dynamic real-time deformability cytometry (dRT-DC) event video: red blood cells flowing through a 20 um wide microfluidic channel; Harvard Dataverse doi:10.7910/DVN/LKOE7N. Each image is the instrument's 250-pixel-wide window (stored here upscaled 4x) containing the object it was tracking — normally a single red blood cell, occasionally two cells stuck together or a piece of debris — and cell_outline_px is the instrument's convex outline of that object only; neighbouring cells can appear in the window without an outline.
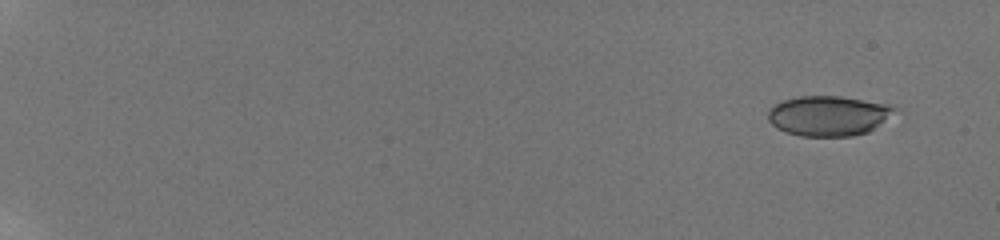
{"species": "human", "species_latin": "Homo sapiens", "temperature_condition": "room temperature", "stored_images_in_passage": 18, "camera_frame_rate_fps": 3000, "um_per_image_px": 0.085, "donor": {"sex": "male"}, "frame": {"image": 1, "passage_image": 2, "time_ms": 0.667, "image_size_px": [1000, 240], "cell_outline_px": [[896, 108], [868, 132], [852, 136], [800, 136], [784, 132], [776, 128], [768, 120], [768, 108], [784, 100], [800, 96], [840, 96], [888, 104]], "centroid_in_image_um": [70.32, 9.84], "position_along_channel_um": 14.7, "area_um2": 29.13}}
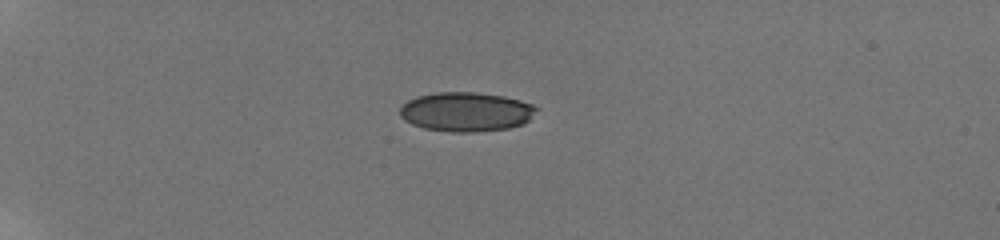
{"frame": {"image": 2, "passage_image": 9, "time_ms": 5.333, "image_size_px": [1000, 240], "cell_outline_px": [[540, 108], [524, 124], [508, 128], [476, 132], [448, 132], [424, 128], [412, 124], [404, 120], [400, 116], [400, 108], [408, 100], [416, 96], [436, 92], [476, 92], [504, 96], [520, 100], [532, 104]], "centroid_in_image_um": [39.63, 9.5], "position_along_channel_um": 45.4, "area_um2": 31.5}}
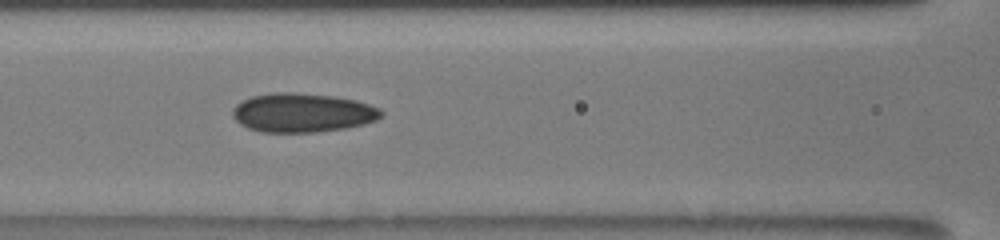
{"frame": {"image": 3, "passage_image": 16, "time_ms": 9.333, "image_size_px": [1000, 240], "cell_outline_px": [[384, 116], [376, 120], [364, 124], [348, 128], [316, 132], [260, 132], [248, 128], [240, 124], [232, 116], [232, 108], [236, 104], [252, 96], [276, 92], [292, 92], [332, 96], [356, 100], [380, 108], [384, 112]], "centroid_in_image_um": [25.73, 9.59], "position_along_channel_um": 140.9, "area_um2": 33.99}}